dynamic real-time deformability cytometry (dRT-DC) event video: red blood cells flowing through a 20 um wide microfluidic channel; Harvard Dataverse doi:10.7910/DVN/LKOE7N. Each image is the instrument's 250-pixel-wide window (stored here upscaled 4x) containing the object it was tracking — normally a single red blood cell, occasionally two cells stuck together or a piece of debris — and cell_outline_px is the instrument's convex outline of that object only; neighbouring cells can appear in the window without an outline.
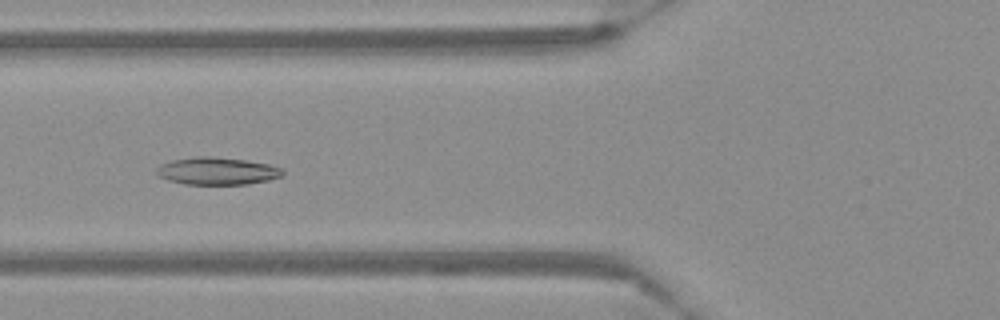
{"species": "Egyptian fruit bat (a non-hibernating species)", "species_latin": "Rousettus aegyptiacus", "temperature_condition": "warm", "stored_images_in_passage": 24, "camera_frame_rate_fps": 3000, "um_per_image_px": 0.085, "frame": {"image": 1, "passage_image": 5, "time_ms": 1.333, "image_size_px": [1000, 320], "cell_outline_px": [[284, 172], [280, 176], [268, 180], [248, 184], [184, 184], [168, 180], [160, 176], [156, 172], [156, 168], [160, 164], [172, 160], [196, 156], [208, 156], [244, 160], [268, 164], [284, 168]], "centroid_in_image_um": [18.44, 14.53], "position_along_channel_um": 107.4, "area_um2": 20.06}}
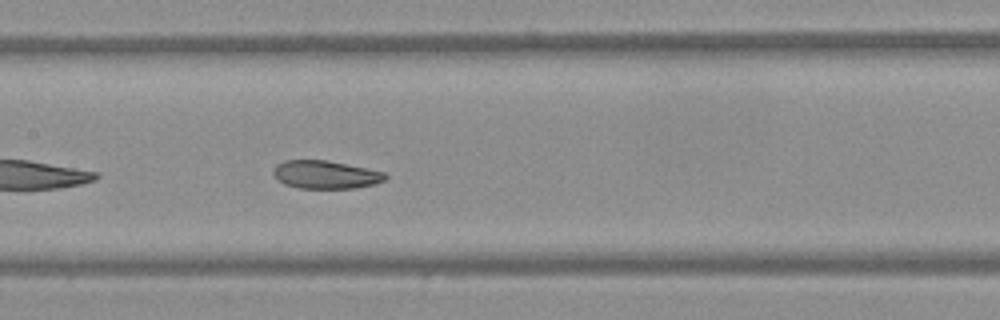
{"frame": {"image": 2, "passage_image": 11, "time_ms": 3.333, "image_size_px": [1000, 320], "cell_outline_px": [[388, 176], [384, 180], [376, 184], [352, 188], [300, 188], [284, 184], [276, 180], [272, 172], [272, 168], [276, 164], [284, 160], [328, 160], [384, 172]], "centroid_in_image_um": [27.62, 14.84], "position_along_channel_um": 179.8, "area_um2": 18.44}}
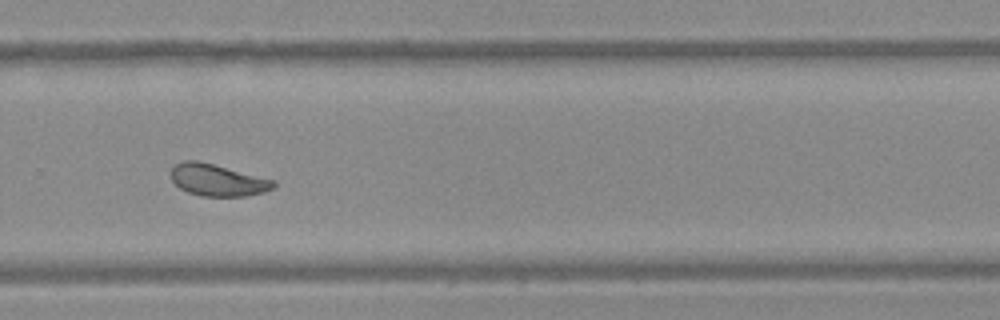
{"frame": {"image": 3, "passage_image": 22, "time_ms": 7.0, "image_size_px": [1000, 320], "cell_outline_px": [[276, 184], [272, 188], [264, 192], [248, 196], [200, 196], [188, 192], [180, 188], [172, 180], [172, 168], [176, 164], [184, 160], [196, 160], [276, 180]], "centroid_in_image_um": [18.51, 15.31], "position_along_channel_um": 311.3, "area_um2": 18.9}}